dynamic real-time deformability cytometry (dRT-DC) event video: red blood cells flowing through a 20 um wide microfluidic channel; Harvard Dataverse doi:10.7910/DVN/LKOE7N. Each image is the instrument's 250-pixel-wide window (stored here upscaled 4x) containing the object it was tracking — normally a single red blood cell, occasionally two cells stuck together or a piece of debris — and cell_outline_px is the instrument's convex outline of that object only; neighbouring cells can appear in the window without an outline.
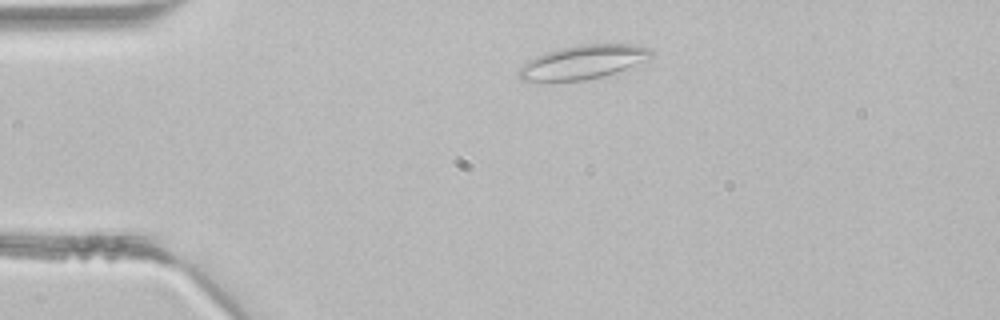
{"species": "common noctule bat (a hibernating species)", "species_latin": "Nyctalus noctula", "temperature_condition": "room temperature", "stored_images_in_passage": 2, "camera_frame_rate_fps": 3000, "um_per_image_px": 0.085, "animal": {"sex": "male", "body_mass_g": 21.5, "forearm_length_mm": 52.0}, "frame": {"image": 1, "passage_image": 1, "time_ms": 0.0, "image_size_px": [1000, 320], "cell_outline_px": [[652, 56], [648, 60], [600, 76], [584, 80], [520, 80], [520, 68], [528, 60], [536, 56], [560, 48], [580, 44], [628, 44], [652, 48]], "centroid_in_image_um": [49.59, 5.25], "position_along_channel_um": 35.4, "area_um2": 25.32}}